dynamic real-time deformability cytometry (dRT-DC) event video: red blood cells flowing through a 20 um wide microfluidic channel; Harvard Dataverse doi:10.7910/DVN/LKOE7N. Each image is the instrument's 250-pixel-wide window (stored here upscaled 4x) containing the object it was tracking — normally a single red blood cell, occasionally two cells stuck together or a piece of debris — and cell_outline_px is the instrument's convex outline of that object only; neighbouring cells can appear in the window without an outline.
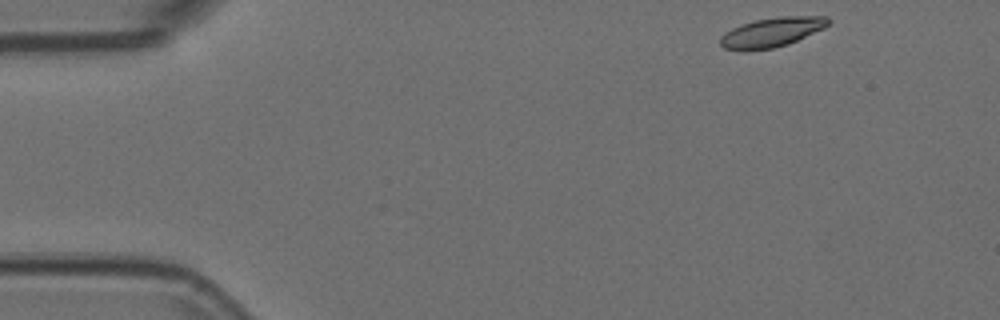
{"species": "Egyptian fruit bat (a non-hibernating species)", "species_latin": "Rousettus aegyptiacus", "temperature_condition": "room temperature", "stored_images_in_passage": 8, "camera_frame_rate_fps": 3000, "um_per_image_px": 0.085, "animal": {"sex": "female"}, "frame": {"image": 1, "passage_image": 1, "time_ms": 0.0, "image_size_px": [1000, 320], "cell_outline_px": [[832, 20], [824, 28], [788, 44], [772, 48], [744, 52], [740, 52], [724, 48], [720, 44], [720, 36], [724, 32], [740, 24], [756, 20], [780, 16], [828, 16]], "centroid_in_image_um": [65.56, 2.75], "position_along_channel_um": 19.4, "area_um2": 18.84}}